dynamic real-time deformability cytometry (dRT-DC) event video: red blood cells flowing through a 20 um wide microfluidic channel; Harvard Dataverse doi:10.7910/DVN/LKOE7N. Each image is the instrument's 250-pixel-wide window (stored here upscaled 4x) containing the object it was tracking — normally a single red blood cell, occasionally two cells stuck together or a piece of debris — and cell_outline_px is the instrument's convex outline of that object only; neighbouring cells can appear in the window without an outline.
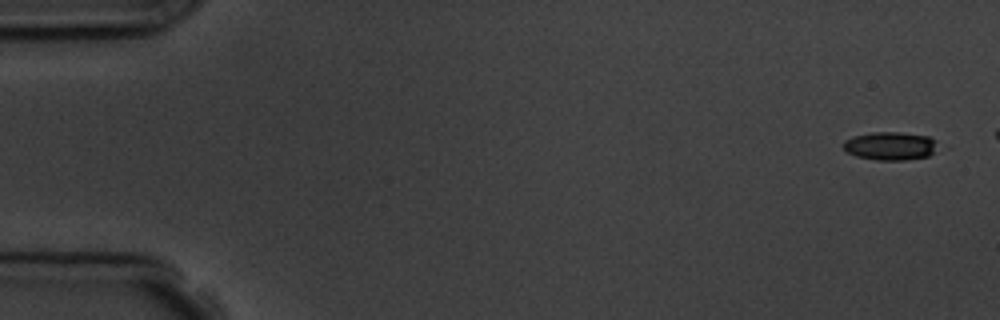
{"species": "common noctule bat (a hibernating species)", "species_latin": "Nyctalus noctula", "temperature_condition": "room temperature", "stored_images_in_passage": 8, "camera_frame_rate_fps": 3000, "um_per_image_px": 0.085, "animal": {"sex": "male", "body_mass_g": 19.5, "forearm_length_mm": 54.6}, "frame": {"image": 1, "passage_image": 1, "time_ms": 0.0, "image_size_px": [1000, 320], "cell_outline_px": [[952, 148], [928, 156], [904, 160], [876, 160], [856, 156], [848, 152], [844, 148], [844, 140], [852, 136], [872, 132], [900, 132], [928, 136]], "centroid_in_image_um": [75.9, 12.41], "position_along_channel_um": 9.1, "area_um2": 16.42}}